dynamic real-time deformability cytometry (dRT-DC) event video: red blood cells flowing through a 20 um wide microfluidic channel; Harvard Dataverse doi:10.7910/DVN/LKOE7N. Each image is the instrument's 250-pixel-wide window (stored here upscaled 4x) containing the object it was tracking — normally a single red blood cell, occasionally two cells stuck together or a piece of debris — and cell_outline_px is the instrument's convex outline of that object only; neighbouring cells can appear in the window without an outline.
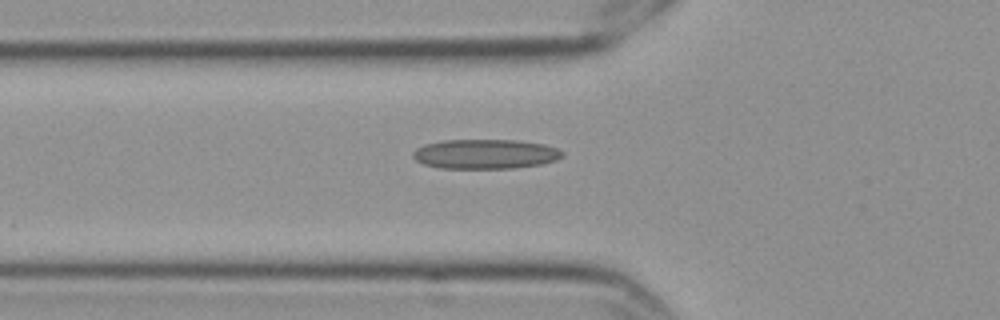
{"species": "Egyptian fruit bat (a non-hibernating species)", "species_latin": "Rousettus aegyptiacus", "temperature_condition": "cold", "stored_images_in_passage": 4, "camera_frame_rate_fps": 3000, "um_per_image_px": 0.085, "frame": {"image": 1, "passage_image": 4, "time_ms": 1.0, "image_size_px": [1000, 320], "cell_outline_px": [[564, 156], [556, 160], [540, 164], [512, 168], [440, 168], [424, 164], [416, 160], [412, 156], [412, 152], [416, 148], [424, 144], [444, 140], [516, 140], [544, 144], [556, 148], [564, 152]], "centroid_in_image_um": [41.24, 13.09], "position_along_channel_um": 84.6, "area_um2": 25.78}}